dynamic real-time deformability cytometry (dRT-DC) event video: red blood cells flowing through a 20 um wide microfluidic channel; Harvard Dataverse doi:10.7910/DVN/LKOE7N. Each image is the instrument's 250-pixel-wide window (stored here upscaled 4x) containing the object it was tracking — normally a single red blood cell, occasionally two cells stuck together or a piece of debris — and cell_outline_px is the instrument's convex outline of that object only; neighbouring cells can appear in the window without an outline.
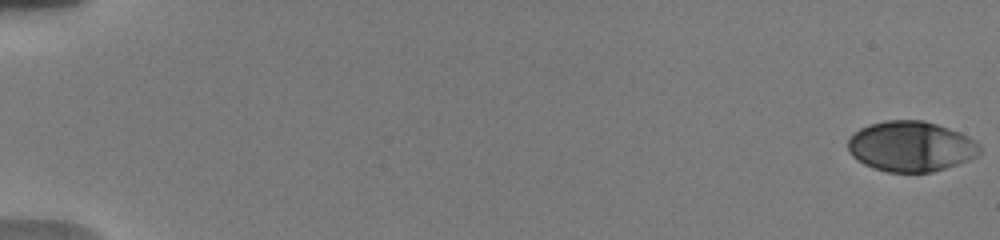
{"species": "human", "species_latin": "Homo sapiens", "temperature_condition": "warm", "stored_images_in_passage": 17, "camera_frame_rate_fps": 3000, "um_per_image_px": 0.085, "donor": {"sex": "male"}, "frame": {"image": 1, "passage_image": 1, "time_ms": 0.0, "image_size_px": [1000, 240], "cell_outline_px": [[980, 152], [976, 156], [968, 160], [932, 172], [888, 172], [872, 168], [856, 160], [848, 152], [848, 136], [860, 128], [884, 120], [924, 120], [960, 132], [968, 136], [980, 144]], "centroid_in_image_um": [77.39, 12.44], "position_along_channel_um": 7.6, "area_um2": 38.78}}
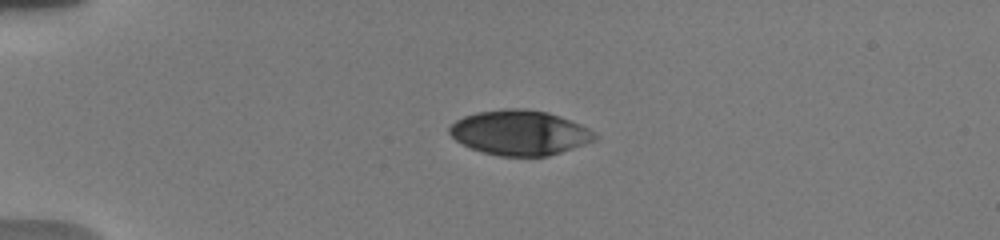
{"frame": {"image": 2, "passage_image": 9, "time_ms": 4.667, "image_size_px": [1000, 240], "cell_outline_px": [[596, 140], [548, 156], [500, 156], [484, 152], [472, 148], [456, 140], [448, 132], [448, 128], [456, 120], [464, 116], [476, 112], [504, 108], [524, 108], [548, 112], [560, 116], [580, 124], [596, 132]], "centroid_in_image_um": [44.18, 11.26], "position_along_channel_um": 40.8, "area_um2": 37.92}}
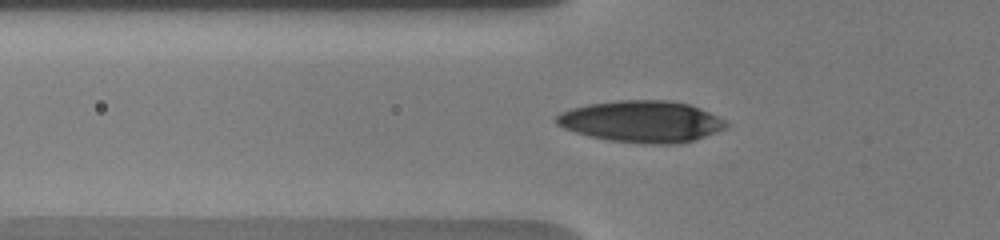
{"frame": {"image": 3, "passage_image": 15, "time_ms": 6.667, "image_size_px": [1000, 240], "cell_outline_px": [[728, 128], [680, 144], [652, 144], [608, 140], [588, 136], [564, 128], [556, 124], [556, 116], [560, 112], [572, 108], [588, 104], [620, 100], [668, 100], [688, 104], [700, 108], [724, 120], [728, 124]], "centroid_in_image_um": [54.53, 10.33], "position_along_channel_um": 71.3, "area_um2": 40.98}}